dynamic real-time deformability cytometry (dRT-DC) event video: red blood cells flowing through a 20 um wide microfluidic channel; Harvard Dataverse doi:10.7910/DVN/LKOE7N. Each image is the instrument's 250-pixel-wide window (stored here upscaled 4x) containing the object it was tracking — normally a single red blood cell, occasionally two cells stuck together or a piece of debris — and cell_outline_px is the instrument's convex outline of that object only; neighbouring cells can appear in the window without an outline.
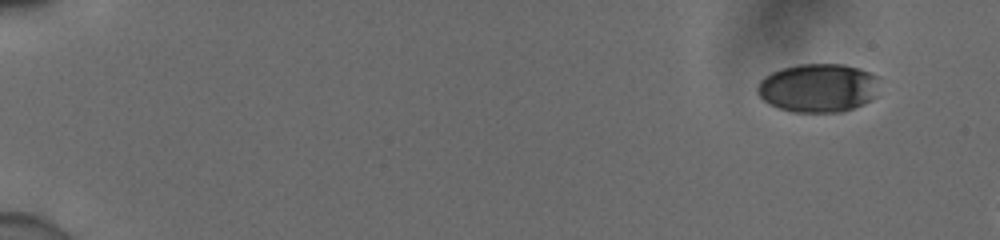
{"species": "human", "species_latin": "Homo sapiens", "temperature_condition": "cold", "stored_images_in_passage": 5, "camera_frame_rate_fps": 3000, "um_per_image_px": 0.085, "donor": {"sex": "male"}, "frame": {"image": 1, "passage_image": 1, "time_ms": 0.0, "image_size_px": [1000, 240], "cell_outline_px": [[876, 76], [872, 100], [864, 104], [844, 112], [792, 112], [768, 104], [760, 96], [756, 88], [760, 80], [764, 76], [780, 68], [796, 64], [844, 64], [860, 68]], "centroid_in_image_um": [69.48, 7.47], "position_along_channel_um": 15.5, "area_um2": 34.51}}